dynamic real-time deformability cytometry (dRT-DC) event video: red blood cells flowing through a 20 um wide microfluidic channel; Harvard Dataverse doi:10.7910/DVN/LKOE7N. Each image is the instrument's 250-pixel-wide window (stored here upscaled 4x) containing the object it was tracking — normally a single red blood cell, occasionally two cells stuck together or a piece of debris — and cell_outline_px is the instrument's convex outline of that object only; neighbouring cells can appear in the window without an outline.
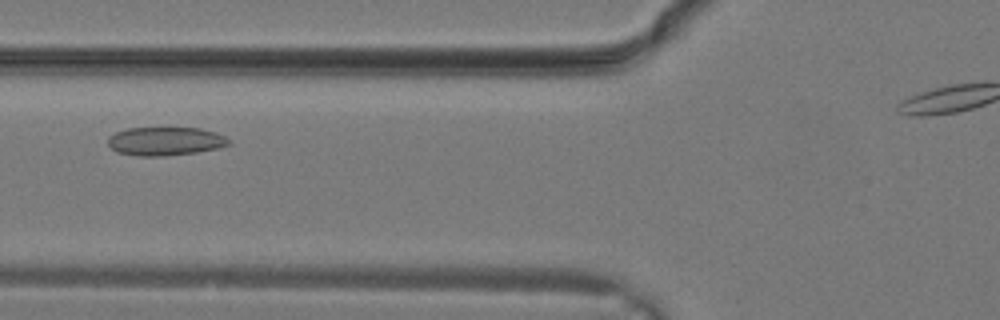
{"species": "common noctule bat (a hibernating species)", "species_latin": "Nyctalus noctula", "temperature_condition": "warm", "stored_images_in_passage": 19, "camera_frame_rate_fps": 3000, "um_per_image_px": 0.085, "animal": {"sex": "male", "body_mass_g": 19.2, "forearm_length_mm": 51.8}, "frame": {"image": 1, "passage_image": 3, "time_ms": 0.667, "image_size_px": [1000, 320], "cell_outline_px": [[232, 144], [216, 148], [196, 152], [164, 156], [136, 156], [116, 152], [108, 144], [108, 136], [116, 132], [128, 128], [200, 128], [216, 132], [232, 140]], "centroid_in_image_um": [14.06, 12.0], "position_along_channel_um": 111.7, "area_um2": 20.17}}
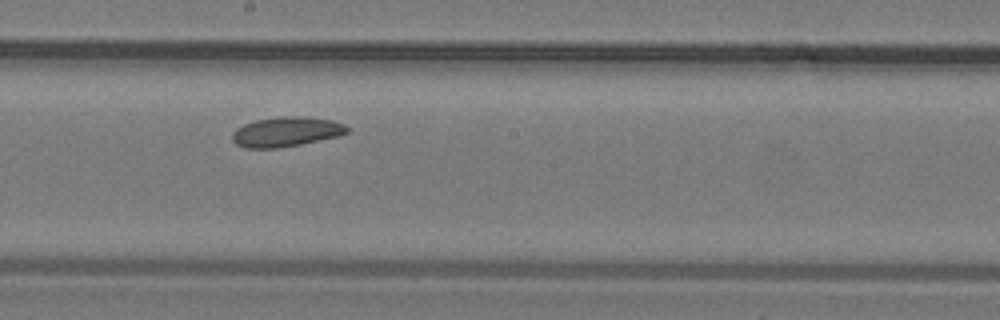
{"frame": {"image": 2, "passage_image": 8, "time_ms": 2.333, "image_size_px": [1000, 320], "cell_outline_px": [[348, 132], [340, 136], [300, 144], [276, 148], [244, 148], [236, 144], [232, 140], [232, 132], [236, 128], [244, 124], [256, 120], [280, 116], [308, 116], [332, 120], [344, 124], [348, 128]], "centroid_in_image_um": [24.32, 11.19], "position_along_channel_um": 223.9, "area_um2": 20.06}}
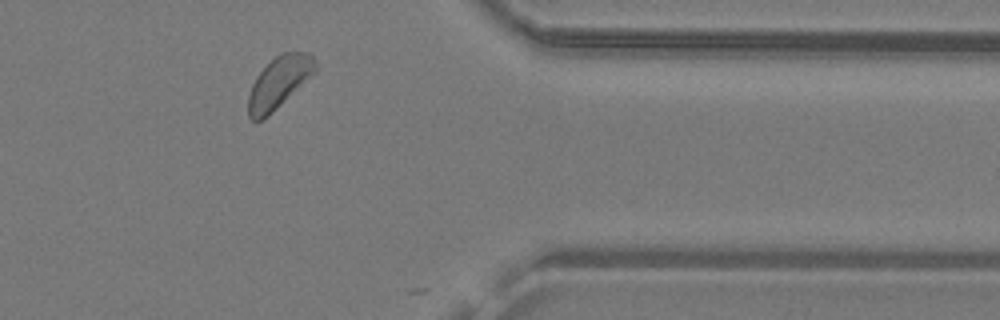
{"frame": {"image": 3, "passage_image": 16, "time_ms": 5.0, "image_size_px": [1000, 320], "cell_outline_px": [[316, 72], [268, 116], [260, 120], [252, 120], [248, 116], [248, 96], [252, 84], [256, 76], [280, 52], [308, 52], [312, 56], [316, 64]], "centroid_in_image_um": [23.71, 7.0], "position_along_channel_um": 387.7, "area_um2": 19.94}}